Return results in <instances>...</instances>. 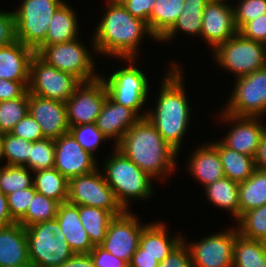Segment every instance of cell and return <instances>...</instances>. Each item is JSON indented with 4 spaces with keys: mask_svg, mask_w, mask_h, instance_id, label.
I'll return each mask as SVG.
<instances>
[{
    "mask_svg": "<svg viewBox=\"0 0 266 267\" xmlns=\"http://www.w3.org/2000/svg\"><path fill=\"white\" fill-rule=\"evenodd\" d=\"M55 140L44 138L30 143L28 168L34 173L54 168Z\"/></svg>",
    "mask_w": 266,
    "mask_h": 267,
    "instance_id": "39",
    "label": "cell"
},
{
    "mask_svg": "<svg viewBox=\"0 0 266 267\" xmlns=\"http://www.w3.org/2000/svg\"><path fill=\"white\" fill-rule=\"evenodd\" d=\"M10 134L30 142L44 139L38 122L29 112L14 126Z\"/></svg>",
    "mask_w": 266,
    "mask_h": 267,
    "instance_id": "44",
    "label": "cell"
},
{
    "mask_svg": "<svg viewBox=\"0 0 266 267\" xmlns=\"http://www.w3.org/2000/svg\"><path fill=\"white\" fill-rule=\"evenodd\" d=\"M159 262L150 255H141V248L138 247L133 254L129 267H158Z\"/></svg>",
    "mask_w": 266,
    "mask_h": 267,
    "instance_id": "52",
    "label": "cell"
},
{
    "mask_svg": "<svg viewBox=\"0 0 266 267\" xmlns=\"http://www.w3.org/2000/svg\"><path fill=\"white\" fill-rule=\"evenodd\" d=\"M191 154L187 169L203 188L225 177L218 150L210 142L197 147Z\"/></svg>",
    "mask_w": 266,
    "mask_h": 267,
    "instance_id": "25",
    "label": "cell"
},
{
    "mask_svg": "<svg viewBox=\"0 0 266 267\" xmlns=\"http://www.w3.org/2000/svg\"><path fill=\"white\" fill-rule=\"evenodd\" d=\"M79 38L50 46H39L37 53L45 62L58 70L70 73L81 82L92 81L100 77L96 75L94 57Z\"/></svg>",
    "mask_w": 266,
    "mask_h": 267,
    "instance_id": "9",
    "label": "cell"
},
{
    "mask_svg": "<svg viewBox=\"0 0 266 267\" xmlns=\"http://www.w3.org/2000/svg\"><path fill=\"white\" fill-rule=\"evenodd\" d=\"M166 228L161 221L146 224L139 239L141 255H150L161 262L183 241L180 233L170 238Z\"/></svg>",
    "mask_w": 266,
    "mask_h": 267,
    "instance_id": "24",
    "label": "cell"
},
{
    "mask_svg": "<svg viewBox=\"0 0 266 267\" xmlns=\"http://www.w3.org/2000/svg\"><path fill=\"white\" fill-rule=\"evenodd\" d=\"M215 63L233 73L236 79L266 66V45L237 32L213 50Z\"/></svg>",
    "mask_w": 266,
    "mask_h": 267,
    "instance_id": "6",
    "label": "cell"
},
{
    "mask_svg": "<svg viewBox=\"0 0 266 267\" xmlns=\"http://www.w3.org/2000/svg\"><path fill=\"white\" fill-rule=\"evenodd\" d=\"M158 267H193L188 246L182 241Z\"/></svg>",
    "mask_w": 266,
    "mask_h": 267,
    "instance_id": "45",
    "label": "cell"
},
{
    "mask_svg": "<svg viewBox=\"0 0 266 267\" xmlns=\"http://www.w3.org/2000/svg\"><path fill=\"white\" fill-rule=\"evenodd\" d=\"M232 267H266V245L240 234L235 238Z\"/></svg>",
    "mask_w": 266,
    "mask_h": 267,
    "instance_id": "34",
    "label": "cell"
},
{
    "mask_svg": "<svg viewBox=\"0 0 266 267\" xmlns=\"http://www.w3.org/2000/svg\"><path fill=\"white\" fill-rule=\"evenodd\" d=\"M209 0H185L183 10L174 25L158 40V42H169L182 31L192 36L201 37L202 18L205 5ZM177 33V34H176Z\"/></svg>",
    "mask_w": 266,
    "mask_h": 267,
    "instance_id": "28",
    "label": "cell"
},
{
    "mask_svg": "<svg viewBox=\"0 0 266 267\" xmlns=\"http://www.w3.org/2000/svg\"><path fill=\"white\" fill-rule=\"evenodd\" d=\"M108 92L101 76L81 82L65 102L69 126L96 123Z\"/></svg>",
    "mask_w": 266,
    "mask_h": 267,
    "instance_id": "14",
    "label": "cell"
},
{
    "mask_svg": "<svg viewBox=\"0 0 266 267\" xmlns=\"http://www.w3.org/2000/svg\"><path fill=\"white\" fill-rule=\"evenodd\" d=\"M184 4L185 0H156L148 27L157 40L174 25Z\"/></svg>",
    "mask_w": 266,
    "mask_h": 267,
    "instance_id": "30",
    "label": "cell"
},
{
    "mask_svg": "<svg viewBox=\"0 0 266 267\" xmlns=\"http://www.w3.org/2000/svg\"><path fill=\"white\" fill-rule=\"evenodd\" d=\"M113 147L154 180L165 181L176 169L179 153L163 139L147 118L135 123Z\"/></svg>",
    "mask_w": 266,
    "mask_h": 267,
    "instance_id": "3",
    "label": "cell"
},
{
    "mask_svg": "<svg viewBox=\"0 0 266 267\" xmlns=\"http://www.w3.org/2000/svg\"><path fill=\"white\" fill-rule=\"evenodd\" d=\"M15 223V221L11 218L7 197L0 191V227L8 226Z\"/></svg>",
    "mask_w": 266,
    "mask_h": 267,
    "instance_id": "54",
    "label": "cell"
},
{
    "mask_svg": "<svg viewBox=\"0 0 266 267\" xmlns=\"http://www.w3.org/2000/svg\"><path fill=\"white\" fill-rule=\"evenodd\" d=\"M30 143V141L13 136L10 133L3 134V160L6 159L7 161L5 165L25 166L28 168Z\"/></svg>",
    "mask_w": 266,
    "mask_h": 267,
    "instance_id": "40",
    "label": "cell"
},
{
    "mask_svg": "<svg viewBox=\"0 0 266 267\" xmlns=\"http://www.w3.org/2000/svg\"><path fill=\"white\" fill-rule=\"evenodd\" d=\"M209 1H224V2H226V0H209Z\"/></svg>",
    "mask_w": 266,
    "mask_h": 267,
    "instance_id": "58",
    "label": "cell"
},
{
    "mask_svg": "<svg viewBox=\"0 0 266 267\" xmlns=\"http://www.w3.org/2000/svg\"><path fill=\"white\" fill-rule=\"evenodd\" d=\"M254 161L256 169L266 170V132L260 140Z\"/></svg>",
    "mask_w": 266,
    "mask_h": 267,
    "instance_id": "53",
    "label": "cell"
},
{
    "mask_svg": "<svg viewBox=\"0 0 266 267\" xmlns=\"http://www.w3.org/2000/svg\"><path fill=\"white\" fill-rule=\"evenodd\" d=\"M29 82L0 79V101L21 97L28 90Z\"/></svg>",
    "mask_w": 266,
    "mask_h": 267,
    "instance_id": "50",
    "label": "cell"
},
{
    "mask_svg": "<svg viewBox=\"0 0 266 267\" xmlns=\"http://www.w3.org/2000/svg\"><path fill=\"white\" fill-rule=\"evenodd\" d=\"M234 228V229H233ZM202 238L193 243L183 241L188 246L193 267H232L237 227Z\"/></svg>",
    "mask_w": 266,
    "mask_h": 267,
    "instance_id": "13",
    "label": "cell"
},
{
    "mask_svg": "<svg viewBox=\"0 0 266 267\" xmlns=\"http://www.w3.org/2000/svg\"><path fill=\"white\" fill-rule=\"evenodd\" d=\"M261 241L266 245V236Z\"/></svg>",
    "mask_w": 266,
    "mask_h": 267,
    "instance_id": "57",
    "label": "cell"
},
{
    "mask_svg": "<svg viewBox=\"0 0 266 267\" xmlns=\"http://www.w3.org/2000/svg\"><path fill=\"white\" fill-rule=\"evenodd\" d=\"M225 113L238 117H262L266 114V66L236 79Z\"/></svg>",
    "mask_w": 266,
    "mask_h": 267,
    "instance_id": "10",
    "label": "cell"
},
{
    "mask_svg": "<svg viewBox=\"0 0 266 267\" xmlns=\"http://www.w3.org/2000/svg\"><path fill=\"white\" fill-rule=\"evenodd\" d=\"M210 143L218 150L225 177L230 180L242 183L256 170L254 157L230 149L220 140Z\"/></svg>",
    "mask_w": 266,
    "mask_h": 267,
    "instance_id": "27",
    "label": "cell"
},
{
    "mask_svg": "<svg viewBox=\"0 0 266 267\" xmlns=\"http://www.w3.org/2000/svg\"><path fill=\"white\" fill-rule=\"evenodd\" d=\"M64 0H22L14 10L16 38L34 51L44 42L50 21Z\"/></svg>",
    "mask_w": 266,
    "mask_h": 267,
    "instance_id": "8",
    "label": "cell"
},
{
    "mask_svg": "<svg viewBox=\"0 0 266 267\" xmlns=\"http://www.w3.org/2000/svg\"><path fill=\"white\" fill-rule=\"evenodd\" d=\"M111 154L103 163V175L117 201L128 211L130 200L145 201L152 196L154 180L115 147Z\"/></svg>",
    "mask_w": 266,
    "mask_h": 267,
    "instance_id": "4",
    "label": "cell"
},
{
    "mask_svg": "<svg viewBox=\"0 0 266 267\" xmlns=\"http://www.w3.org/2000/svg\"><path fill=\"white\" fill-rule=\"evenodd\" d=\"M238 32L233 5L224 1H208L202 18L201 38L214 50Z\"/></svg>",
    "mask_w": 266,
    "mask_h": 267,
    "instance_id": "18",
    "label": "cell"
},
{
    "mask_svg": "<svg viewBox=\"0 0 266 267\" xmlns=\"http://www.w3.org/2000/svg\"><path fill=\"white\" fill-rule=\"evenodd\" d=\"M28 112L38 122L44 138L55 140L69 132L65 102L28 92Z\"/></svg>",
    "mask_w": 266,
    "mask_h": 267,
    "instance_id": "19",
    "label": "cell"
},
{
    "mask_svg": "<svg viewBox=\"0 0 266 267\" xmlns=\"http://www.w3.org/2000/svg\"><path fill=\"white\" fill-rule=\"evenodd\" d=\"M27 113L28 90L21 97L0 101V133H10Z\"/></svg>",
    "mask_w": 266,
    "mask_h": 267,
    "instance_id": "38",
    "label": "cell"
},
{
    "mask_svg": "<svg viewBox=\"0 0 266 267\" xmlns=\"http://www.w3.org/2000/svg\"><path fill=\"white\" fill-rule=\"evenodd\" d=\"M220 114L219 117L223 122L233 124L220 141L230 149L254 157L266 132V126L260 121L261 117H238L224 111Z\"/></svg>",
    "mask_w": 266,
    "mask_h": 267,
    "instance_id": "17",
    "label": "cell"
},
{
    "mask_svg": "<svg viewBox=\"0 0 266 267\" xmlns=\"http://www.w3.org/2000/svg\"><path fill=\"white\" fill-rule=\"evenodd\" d=\"M2 145H3V134L0 133V160H3V150H2Z\"/></svg>",
    "mask_w": 266,
    "mask_h": 267,
    "instance_id": "55",
    "label": "cell"
},
{
    "mask_svg": "<svg viewBox=\"0 0 266 267\" xmlns=\"http://www.w3.org/2000/svg\"><path fill=\"white\" fill-rule=\"evenodd\" d=\"M163 77L161 90L155 109L147 110L146 118L160 133L163 139L177 152L181 148L182 138L187 132L190 121V104L187 100L183 82V72L176 62Z\"/></svg>",
    "mask_w": 266,
    "mask_h": 267,
    "instance_id": "2",
    "label": "cell"
},
{
    "mask_svg": "<svg viewBox=\"0 0 266 267\" xmlns=\"http://www.w3.org/2000/svg\"><path fill=\"white\" fill-rule=\"evenodd\" d=\"M76 12L68 3L64 2L54 13L45 36L40 46H50L64 43L78 38L79 24Z\"/></svg>",
    "mask_w": 266,
    "mask_h": 267,
    "instance_id": "26",
    "label": "cell"
},
{
    "mask_svg": "<svg viewBox=\"0 0 266 267\" xmlns=\"http://www.w3.org/2000/svg\"><path fill=\"white\" fill-rule=\"evenodd\" d=\"M69 132L84 150L91 153L93 156H95L94 153L96 150L100 148V143L108 141L103 133L97 128L96 123L71 126Z\"/></svg>",
    "mask_w": 266,
    "mask_h": 267,
    "instance_id": "41",
    "label": "cell"
},
{
    "mask_svg": "<svg viewBox=\"0 0 266 267\" xmlns=\"http://www.w3.org/2000/svg\"><path fill=\"white\" fill-rule=\"evenodd\" d=\"M90 256L95 267H129L126 261L112 255L101 245L95 246L91 250Z\"/></svg>",
    "mask_w": 266,
    "mask_h": 267,
    "instance_id": "49",
    "label": "cell"
},
{
    "mask_svg": "<svg viewBox=\"0 0 266 267\" xmlns=\"http://www.w3.org/2000/svg\"><path fill=\"white\" fill-rule=\"evenodd\" d=\"M236 221L241 236L262 240L266 236V204L243 213Z\"/></svg>",
    "mask_w": 266,
    "mask_h": 267,
    "instance_id": "36",
    "label": "cell"
},
{
    "mask_svg": "<svg viewBox=\"0 0 266 267\" xmlns=\"http://www.w3.org/2000/svg\"><path fill=\"white\" fill-rule=\"evenodd\" d=\"M36 193L32 185L24 190H18L7 195V203L11 218L18 222L27 212L29 204Z\"/></svg>",
    "mask_w": 266,
    "mask_h": 267,
    "instance_id": "43",
    "label": "cell"
},
{
    "mask_svg": "<svg viewBox=\"0 0 266 267\" xmlns=\"http://www.w3.org/2000/svg\"><path fill=\"white\" fill-rule=\"evenodd\" d=\"M141 118L132 110L114 102L109 96L97 116V128L107 139H114L115 146L125 133Z\"/></svg>",
    "mask_w": 266,
    "mask_h": 267,
    "instance_id": "20",
    "label": "cell"
},
{
    "mask_svg": "<svg viewBox=\"0 0 266 267\" xmlns=\"http://www.w3.org/2000/svg\"><path fill=\"white\" fill-rule=\"evenodd\" d=\"M17 41L14 11L0 10V47L13 44Z\"/></svg>",
    "mask_w": 266,
    "mask_h": 267,
    "instance_id": "47",
    "label": "cell"
},
{
    "mask_svg": "<svg viewBox=\"0 0 266 267\" xmlns=\"http://www.w3.org/2000/svg\"><path fill=\"white\" fill-rule=\"evenodd\" d=\"M238 32L245 38L266 45V14L249 21Z\"/></svg>",
    "mask_w": 266,
    "mask_h": 267,
    "instance_id": "46",
    "label": "cell"
},
{
    "mask_svg": "<svg viewBox=\"0 0 266 267\" xmlns=\"http://www.w3.org/2000/svg\"><path fill=\"white\" fill-rule=\"evenodd\" d=\"M129 64L119 68L106 79L105 83L108 96L116 103L132 109L141 119L146 118L147 111L140 113L144 108L147 97L149 96V81L143 70L134 67L135 58H123ZM141 110V111H140ZM140 113V114H139Z\"/></svg>",
    "mask_w": 266,
    "mask_h": 267,
    "instance_id": "7",
    "label": "cell"
},
{
    "mask_svg": "<svg viewBox=\"0 0 266 267\" xmlns=\"http://www.w3.org/2000/svg\"><path fill=\"white\" fill-rule=\"evenodd\" d=\"M115 215L98 207L79 206V219L94 246L105 240L107 229Z\"/></svg>",
    "mask_w": 266,
    "mask_h": 267,
    "instance_id": "32",
    "label": "cell"
},
{
    "mask_svg": "<svg viewBox=\"0 0 266 267\" xmlns=\"http://www.w3.org/2000/svg\"><path fill=\"white\" fill-rule=\"evenodd\" d=\"M133 16L145 21L148 25L149 17L156 0H118Z\"/></svg>",
    "mask_w": 266,
    "mask_h": 267,
    "instance_id": "48",
    "label": "cell"
},
{
    "mask_svg": "<svg viewBox=\"0 0 266 267\" xmlns=\"http://www.w3.org/2000/svg\"><path fill=\"white\" fill-rule=\"evenodd\" d=\"M29 262L26 229L18 222L0 227V267H16Z\"/></svg>",
    "mask_w": 266,
    "mask_h": 267,
    "instance_id": "21",
    "label": "cell"
},
{
    "mask_svg": "<svg viewBox=\"0 0 266 267\" xmlns=\"http://www.w3.org/2000/svg\"><path fill=\"white\" fill-rule=\"evenodd\" d=\"M60 267H95L90 253H74Z\"/></svg>",
    "mask_w": 266,
    "mask_h": 267,
    "instance_id": "51",
    "label": "cell"
},
{
    "mask_svg": "<svg viewBox=\"0 0 266 267\" xmlns=\"http://www.w3.org/2000/svg\"><path fill=\"white\" fill-rule=\"evenodd\" d=\"M33 186L36 192L60 204L68 200L69 180L55 168L39 170L34 173Z\"/></svg>",
    "mask_w": 266,
    "mask_h": 267,
    "instance_id": "33",
    "label": "cell"
},
{
    "mask_svg": "<svg viewBox=\"0 0 266 267\" xmlns=\"http://www.w3.org/2000/svg\"><path fill=\"white\" fill-rule=\"evenodd\" d=\"M97 164L96 157L85 151L70 132L55 139L54 168L68 180L97 170Z\"/></svg>",
    "mask_w": 266,
    "mask_h": 267,
    "instance_id": "16",
    "label": "cell"
},
{
    "mask_svg": "<svg viewBox=\"0 0 266 267\" xmlns=\"http://www.w3.org/2000/svg\"><path fill=\"white\" fill-rule=\"evenodd\" d=\"M56 219L71 250L90 253L95 247L79 219V206L68 201L59 204Z\"/></svg>",
    "mask_w": 266,
    "mask_h": 267,
    "instance_id": "22",
    "label": "cell"
},
{
    "mask_svg": "<svg viewBox=\"0 0 266 267\" xmlns=\"http://www.w3.org/2000/svg\"><path fill=\"white\" fill-rule=\"evenodd\" d=\"M16 267H36L35 265H33L31 262L25 264V265H20V266H16Z\"/></svg>",
    "mask_w": 266,
    "mask_h": 267,
    "instance_id": "56",
    "label": "cell"
},
{
    "mask_svg": "<svg viewBox=\"0 0 266 267\" xmlns=\"http://www.w3.org/2000/svg\"><path fill=\"white\" fill-rule=\"evenodd\" d=\"M80 83L74 75L49 65L37 53L31 58L28 84L30 94L66 102Z\"/></svg>",
    "mask_w": 266,
    "mask_h": 267,
    "instance_id": "12",
    "label": "cell"
},
{
    "mask_svg": "<svg viewBox=\"0 0 266 267\" xmlns=\"http://www.w3.org/2000/svg\"><path fill=\"white\" fill-rule=\"evenodd\" d=\"M25 229L29 260L36 267H60L74 254L56 218Z\"/></svg>",
    "mask_w": 266,
    "mask_h": 267,
    "instance_id": "5",
    "label": "cell"
},
{
    "mask_svg": "<svg viewBox=\"0 0 266 267\" xmlns=\"http://www.w3.org/2000/svg\"><path fill=\"white\" fill-rule=\"evenodd\" d=\"M204 190L210 203L231 212L234 220L239 218V183L223 177L204 187Z\"/></svg>",
    "mask_w": 266,
    "mask_h": 267,
    "instance_id": "29",
    "label": "cell"
},
{
    "mask_svg": "<svg viewBox=\"0 0 266 267\" xmlns=\"http://www.w3.org/2000/svg\"><path fill=\"white\" fill-rule=\"evenodd\" d=\"M130 210L110 222L106 237L101 246L117 258L130 264L133 254L139 247V239L146 226Z\"/></svg>",
    "mask_w": 266,
    "mask_h": 267,
    "instance_id": "15",
    "label": "cell"
},
{
    "mask_svg": "<svg viewBox=\"0 0 266 267\" xmlns=\"http://www.w3.org/2000/svg\"><path fill=\"white\" fill-rule=\"evenodd\" d=\"M35 51L15 41L0 47V79L29 82L30 61Z\"/></svg>",
    "mask_w": 266,
    "mask_h": 267,
    "instance_id": "23",
    "label": "cell"
},
{
    "mask_svg": "<svg viewBox=\"0 0 266 267\" xmlns=\"http://www.w3.org/2000/svg\"><path fill=\"white\" fill-rule=\"evenodd\" d=\"M234 21L239 31L246 23L266 14V0H240L233 5Z\"/></svg>",
    "mask_w": 266,
    "mask_h": 267,
    "instance_id": "42",
    "label": "cell"
},
{
    "mask_svg": "<svg viewBox=\"0 0 266 267\" xmlns=\"http://www.w3.org/2000/svg\"><path fill=\"white\" fill-rule=\"evenodd\" d=\"M266 204V170L256 169L244 182L239 183V217Z\"/></svg>",
    "mask_w": 266,
    "mask_h": 267,
    "instance_id": "31",
    "label": "cell"
},
{
    "mask_svg": "<svg viewBox=\"0 0 266 267\" xmlns=\"http://www.w3.org/2000/svg\"><path fill=\"white\" fill-rule=\"evenodd\" d=\"M59 202L36 192L26 214L18 221L24 228L56 218Z\"/></svg>",
    "mask_w": 266,
    "mask_h": 267,
    "instance_id": "35",
    "label": "cell"
},
{
    "mask_svg": "<svg viewBox=\"0 0 266 267\" xmlns=\"http://www.w3.org/2000/svg\"><path fill=\"white\" fill-rule=\"evenodd\" d=\"M25 166H0V191L5 195L33 185V176Z\"/></svg>",
    "mask_w": 266,
    "mask_h": 267,
    "instance_id": "37",
    "label": "cell"
},
{
    "mask_svg": "<svg viewBox=\"0 0 266 267\" xmlns=\"http://www.w3.org/2000/svg\"><path fill=\"white\" fill-rule=\"evenodd\" d=\"M105 14L93 34V51L103 56L138 58L142 37L147 35L158 41L151 33L147 23L133 17L118 0H107ZM95 49V50H94Z\"/></svg>",
    "mask_w": 266,
    "mask_h": 267,
    "instance_id": "1",
    "label": "cell"
},
{
    "mask_svg": "<svg viewBox=\"0 0 266 267\" xmlns=\"http://www.w3.org/2000/svg\"><path fill=\"white\" fill-rule=\"evenodd\" d=\"M99 170L100 167L91 173L70 178L67 201L78 206L98 207L120 216L126 210Z\"/></svg>",
    "mask_w": 266,
    "mask_h": 267,
    "instance_id": "11",
    "label": "cell"
}]
</instances>
